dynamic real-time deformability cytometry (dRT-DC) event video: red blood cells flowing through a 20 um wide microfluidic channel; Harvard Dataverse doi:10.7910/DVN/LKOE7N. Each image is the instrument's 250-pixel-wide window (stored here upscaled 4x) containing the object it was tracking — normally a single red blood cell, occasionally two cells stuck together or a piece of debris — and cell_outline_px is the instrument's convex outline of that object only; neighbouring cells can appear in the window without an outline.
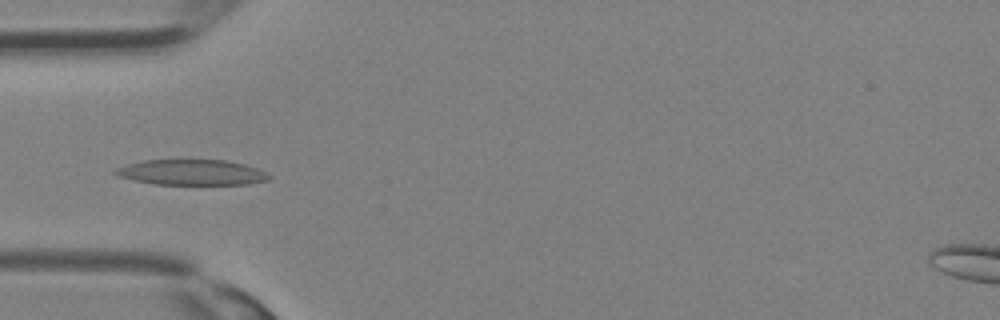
{"species": "Egyptian fruit bat (a non-hibernating species)", "species_latin": "Rousettus aegyptiacus", "temperature_condition": "room temperature", "stored_images_in_passage": 33, "camera_frame_rate_fps": 3000, "um_per_image_px": 0.085, "animal": {"sex": "female"}, "frame": {"image": 1, "passage_image": 11, "time_ms": 3.333, "image_size_px": [1000, 320], "cell_outline_px": [[272, 176], [268, 180], [248, 184], [156, 184], [116, 176], [112, 172], [116, 168], [128, 164], [144, 160], [228, 160], [244, 164], [256, 168]], "centroid_in_image_um": [16.29, 14.65], "position_along_channel_um": 68.7, "area_um2": 22.66}}
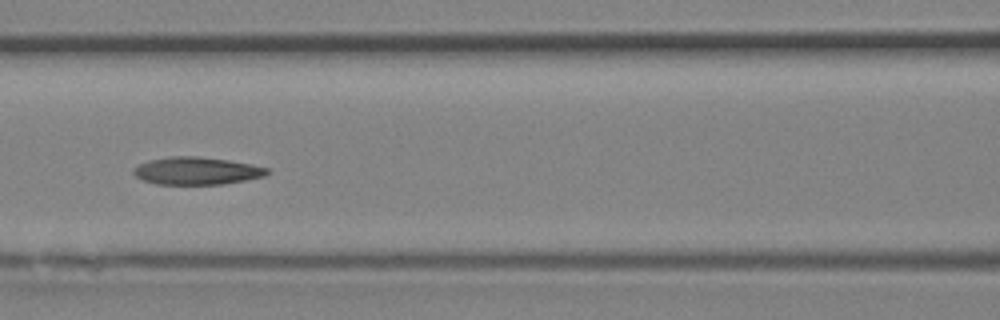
{"frame": {"image": 2, "passage_image": 15, "time_ms": 4.667, "image_size_px": [1000, 320], "cell_outline_px": [[268, 172], [264, 176], [224, 184], [156, 184], [144, 180], [136, 176], [132, 172], [132, 168], [148, 160], [168, 156], [196, 156], [228, 160], [252, 164], [268, 168]], "centroid_in_image_um": [16.68, 14.51], "position_along_channel_um": 149.9, "area_um2": 21.39}}
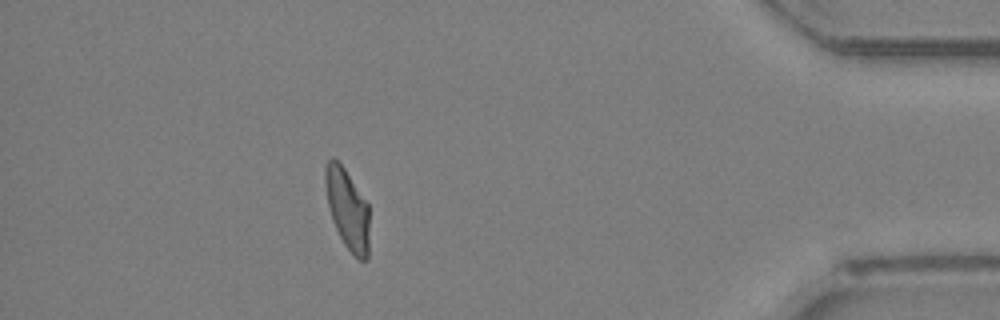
{"frame": {"image": 3, "passage_image": 30, "time_ms": 9.667, "image_size_px": [1000, 320], "cell_outline_px": [[368, 260], [360, 260], [344, 244], [332, 220], [328, 204], [324, 180], [324, 168], [328, 160], [332, 156], [344, 168], [368, 204]], "centroid_in_image_um": [29.51, 17.74], "position_along_channel_um": 405.7, "area_um2": 20.35}}